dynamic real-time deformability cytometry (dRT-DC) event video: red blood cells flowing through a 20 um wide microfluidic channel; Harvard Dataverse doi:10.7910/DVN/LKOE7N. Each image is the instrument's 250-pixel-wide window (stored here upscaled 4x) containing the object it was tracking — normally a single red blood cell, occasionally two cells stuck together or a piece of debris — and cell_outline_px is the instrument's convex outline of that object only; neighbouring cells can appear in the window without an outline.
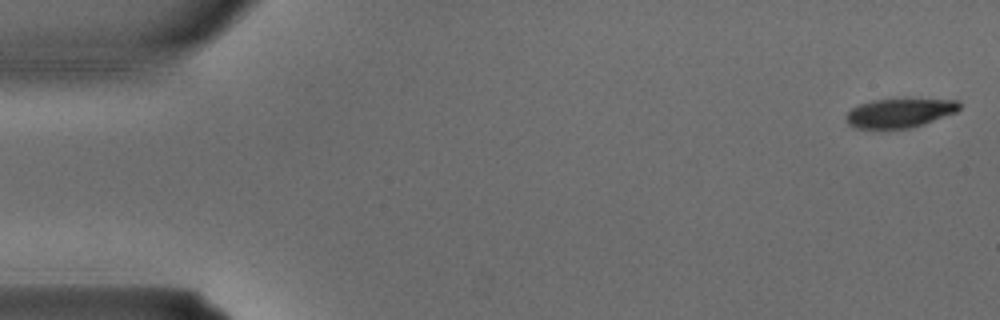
{"species": "common noctule bat (a hibernating species)", "species_latin": "Nyctalus noctula", "temperature_condition": "warm", "stored_images_in_passage": 3, "camera_frame_rate_fps": 3000, "um_per_image_px": 0.085, "animal": {"sex": "male", "body_mass_g": 15.6}, "frame": {"image": 1, "passage_image": 1, "time_ms": 0.0, "image_size_px": [1000, 320], "cell_outline_px": [[960, 108], [956, 112], [924, 124], [912, 128], [856, 128], [848, 124], [844, 116], [852, 108], [860, 104], [872, 100], [960, 100]], "centroid_in_image_um": [76.45, 9.62], "position_along_channel_um": 8.5, "area_um2": 18.9}}
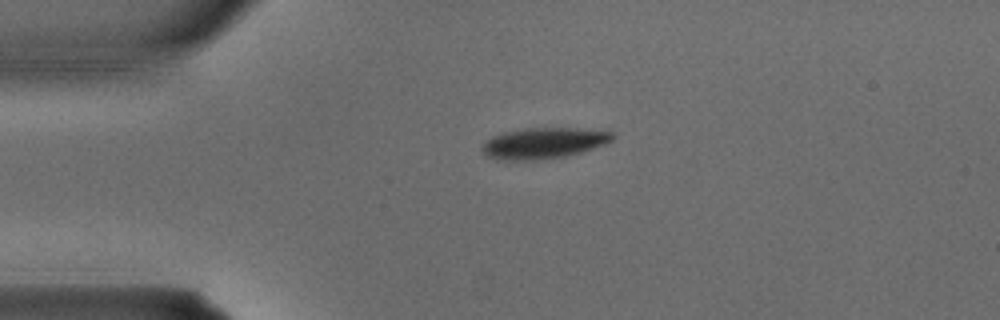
{"frame": {"image": 2, "passage_image": 3, "time_ms": 0.667, "image_size_px": [1000, 320], "cell_outline_px": [[616, 136], [612, 140], [604, 144], [580, 152], [564, 156], [536, 160], [504, 160], [488, 156], [480, 148], [484, 140], [492, 136], [504, 132], [524, 128], [576, 128], [612, 132]], "centroid_in_image_um": [46.17, 12.15], "position_along_channel_um": 38.8, "area_um2": 23.35}}